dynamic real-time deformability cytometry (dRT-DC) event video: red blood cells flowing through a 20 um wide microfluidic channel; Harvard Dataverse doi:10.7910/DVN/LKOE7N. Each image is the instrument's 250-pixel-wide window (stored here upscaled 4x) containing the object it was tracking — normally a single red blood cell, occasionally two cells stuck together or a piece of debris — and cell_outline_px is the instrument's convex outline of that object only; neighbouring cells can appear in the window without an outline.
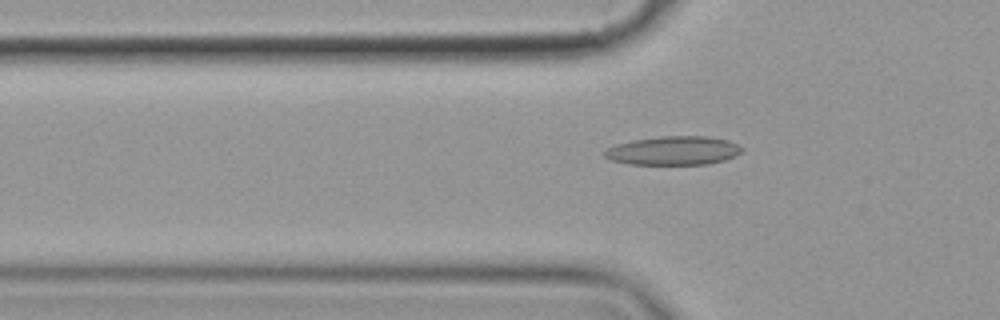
{"species": "common noctule bat (a hibernating species)", "species_latin": "Nyctalus noctula", "temperature_condition": "cold", "stored_images_in_passage": 40, "camera_frame_rate_fps": 3000, "um_per_image_px": 0.085, "animal": {"sex": "female", "body_mass_g": 19.9}, "frame": {"image": 1, "passage_image": 2, "time_ms": 0.333, "image_size_px": [1000, 320], "cell_outline_px": [[744, 148], [736, 156], [724, 160], [708, 164], [628, 164], [612, 160], [604, 156], [604, 152], [608, 148], [616, 144], [632, 140], [660, 136], [708, 136], [728, 140]], "centroid_in_image_um": [57.25, 12.8], "position_along_channel_um": 68.5, "area_um2": 23.0}}
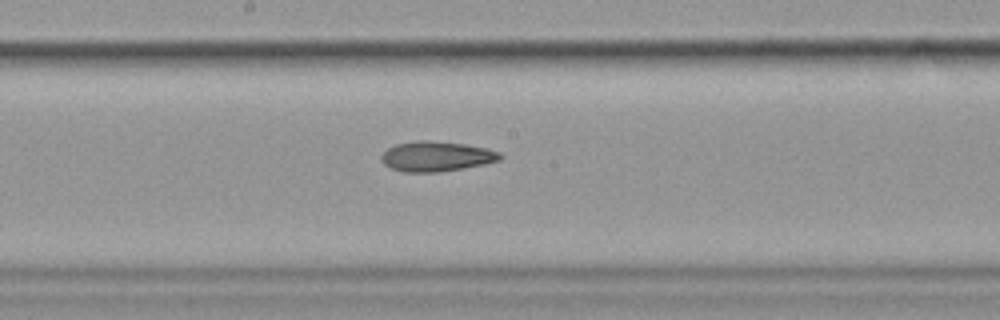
{"frame": {"image": 2, "passage_image": 14, "time_ms": 4.333, "image_size_px": [1000, 320], "cell_outline_px": [[504, 156], [500, 160], [484, 164], [436, 172], [404, 172], [392, 168], [384, 164], [380, 160], [380, 156], [388, 148], [396, 144], [416, 140], [428, 140], [464, 144], [488, 148], [500, 152]], "centroid_in_image_um": [37.09, 13.28], "position_along_channel_um": 211.1, "area_um2": 20.75}}
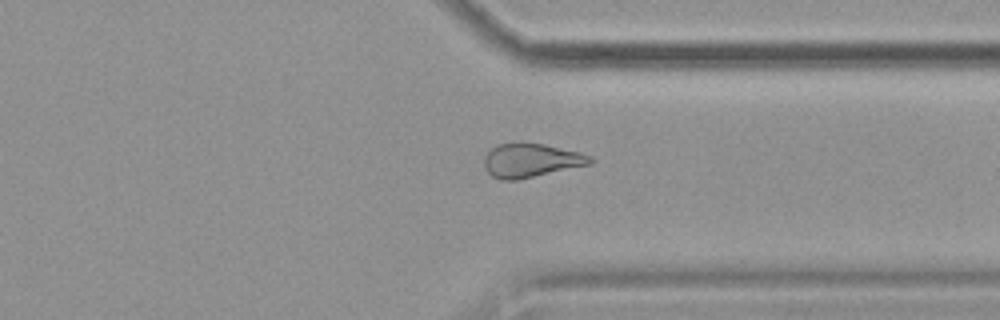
{"frame": {"image": 3, "passage_image": 27, "time_ms": 8.667, "image_size_px": [1000, 320], "cell_outline_px": [[596, 160], [592, 164], [516, 180], [500, 180], [492, 176], [484, 168], [484, 156], [496, 144], [544, 144], [580, 152], [592, 156]], "centroid_in_image_um": [45.17, 13.65], "position_along_channel_um": 366.2, "area_um2": 20.81}}